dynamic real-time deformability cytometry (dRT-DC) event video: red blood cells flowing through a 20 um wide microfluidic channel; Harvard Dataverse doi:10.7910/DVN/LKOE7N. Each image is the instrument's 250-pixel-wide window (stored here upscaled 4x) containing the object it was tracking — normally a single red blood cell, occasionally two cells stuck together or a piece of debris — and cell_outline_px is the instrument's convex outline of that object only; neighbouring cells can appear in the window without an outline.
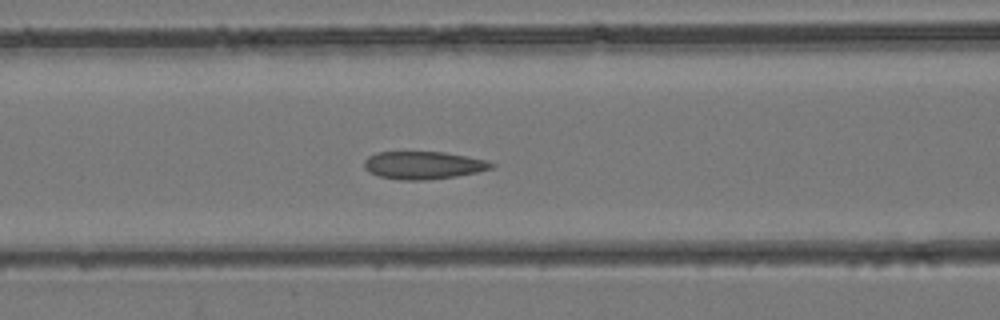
{"species": "common noctule bat (a hibernating species)", "species_latin": "Nyctalus noctula", "temperature_condition": "room temperature", "stored_images_in_passage": 43, "segment_of_instrument_passage": [1, 2], "camera_frame_rate_fps": 3000, "um_per_image_px": 0.085, "animal": {"sex": "female", "body_mass_g": 24.6, "forearm_length_mm": 56.2}, "frame": {"image": 1, "passage_image": 17, "time_ms": 5.333, "image_size_px": [1000, 320], "cell_outline_px": [[496, 164], [492, 168], [476, 172], [456, 176], [424, 180], [400, 180], [380, 176], [368, 172], [364, 168], [364, 160], [368, 156], [376, 152], [444, 152], [484, 160]], "centroid_in_image_um": [35.93, 14.04], "position_along_channel_um": 130.7, "area_um2": 20.4}}
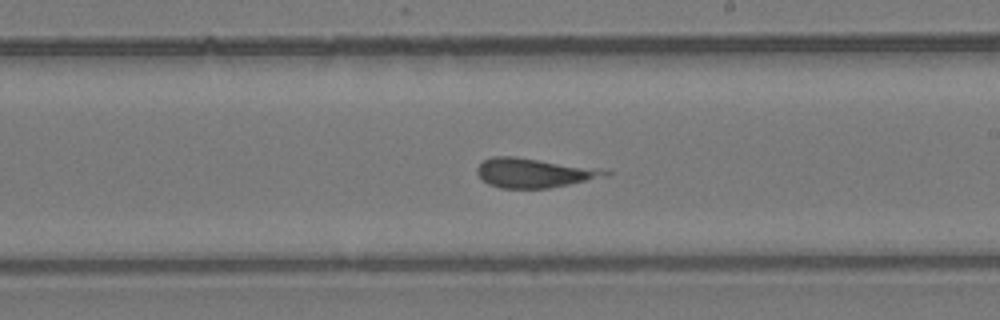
{"frame": {"image": 2, "passage_image": 24, "time_ms": 7.667, "image_size_px": [1000, 320], "cell_outline_px": [[612, 172], [608, 176], [548, 188], [500, 188], [488, 184], [476, 172], [476, 168], [484, 160], [492, 156], [512, 156]], "centroid_in_image_um": [45.27, 14.71], "position_along_channel_um": 243.7, "area_um2": 21.04}}
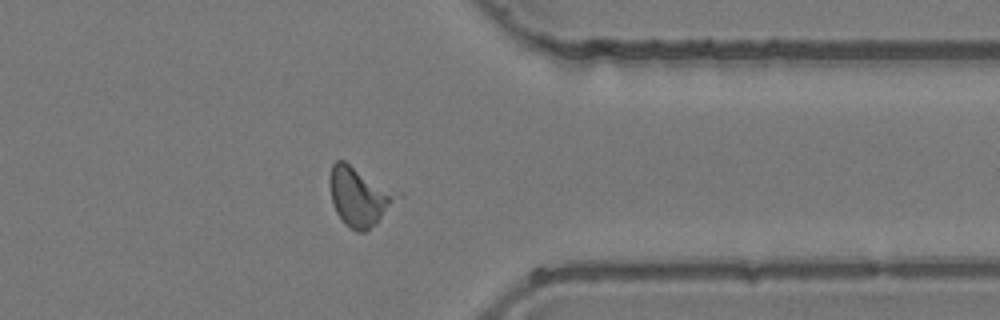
{"frame": {"image": 3, "passage_image": 33, "time_ms": 10.667, "image_size_px": [1000, 320], "cell_outline_px": [[392, 196], [388, 204], [376, 224], [368, 232], [356, 232], [344, 224], [336, 212], [332, 204], [328, 180], [332, 164], [336, 160], [344, 160]], "centroid_in_image_um": [30.27, 16.77], "position_along_channel_um": 381.1, "area_um2": 20.92}}